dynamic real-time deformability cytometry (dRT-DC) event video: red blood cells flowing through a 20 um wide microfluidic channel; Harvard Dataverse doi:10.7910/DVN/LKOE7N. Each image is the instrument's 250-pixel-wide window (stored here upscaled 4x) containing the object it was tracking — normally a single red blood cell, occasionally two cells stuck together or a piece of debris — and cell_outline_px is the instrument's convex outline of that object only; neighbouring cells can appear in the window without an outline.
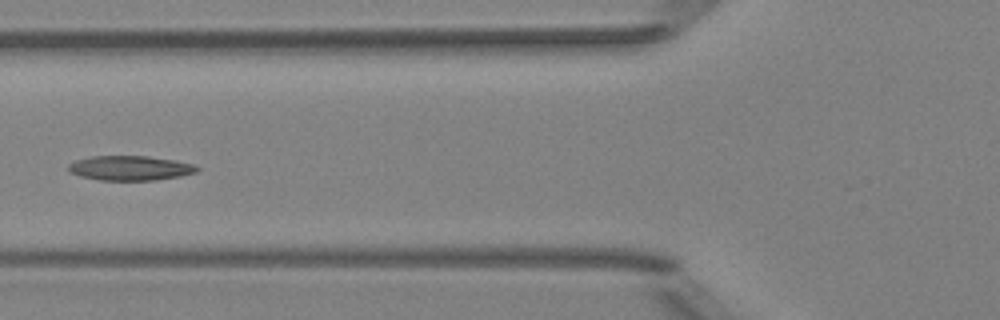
{"species": "Egyptian fruit bat (a non-hibernating species)", "species_latin": "Rousettus aegyptiacus", "temperature_condition": "room temperature", "stored_images_in_passage": 5, "camera_frame_rate_fps": 3000, "um_per_image_px": 0.085, "animal": {"sex": "female"}, "frame": {"image": 1, "passage_image": 5, "time_ms": 5.333, "image_size_px": [1000, 320], "cell_outline_px": [[200, 168], [196, 172], [180, 176], [156, 180], [100, 180], [80, 176], [68, 172], [68, 164], [76, 160], [92, 156], [148, 156], [176, 160], [196, 164]], "centroid_in_image_um": [11.08, 14.28], "position_along_channel_um": 114.7, "area_um2": 18.61}}